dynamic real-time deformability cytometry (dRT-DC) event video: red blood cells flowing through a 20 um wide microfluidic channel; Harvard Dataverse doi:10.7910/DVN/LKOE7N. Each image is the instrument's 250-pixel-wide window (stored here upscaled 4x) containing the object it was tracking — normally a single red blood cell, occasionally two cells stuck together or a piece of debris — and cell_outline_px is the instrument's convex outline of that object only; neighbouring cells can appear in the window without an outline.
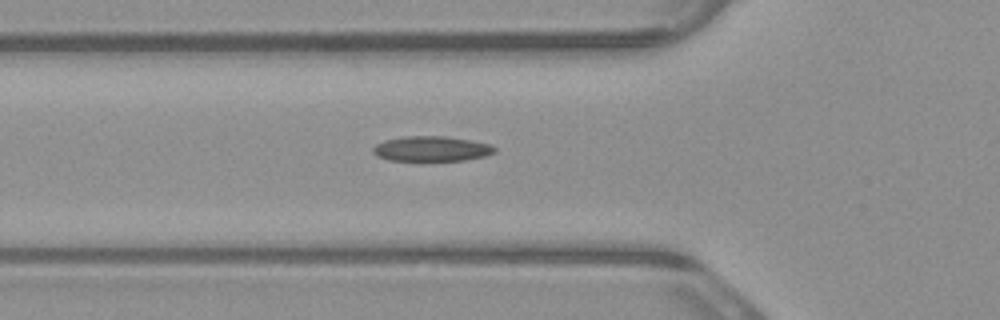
{"species": "common noctule bat (a hibernating species)", "species_latin": "Nyctalus noctula", "temperature_condition": "warm", "stored_images_in_passage": 6, "camera_frame_rate_fps": 3000, "um_per_image_px": 0.085, "animal": {"sex": "male", "body_mass_g": 23.1, "forearm_length_mm": 52.7}, "frame": {"image": 1, "passage_image": 6, "time_ms": 1.667, "image_size_px": [1000, 320], "cell_outline_px": [[496, 152], [484, 156], [464, 160], [420, 164], [388, 160], [372, 152], [372, 148], [376, 144], [384, 140], [404, 136], [444, 136], [492, 144], [496, 148]], "centroid_in_image_um": [36.65, 12.7], "position_along_channel_um": 89.2, "area_um2": 18.73}}